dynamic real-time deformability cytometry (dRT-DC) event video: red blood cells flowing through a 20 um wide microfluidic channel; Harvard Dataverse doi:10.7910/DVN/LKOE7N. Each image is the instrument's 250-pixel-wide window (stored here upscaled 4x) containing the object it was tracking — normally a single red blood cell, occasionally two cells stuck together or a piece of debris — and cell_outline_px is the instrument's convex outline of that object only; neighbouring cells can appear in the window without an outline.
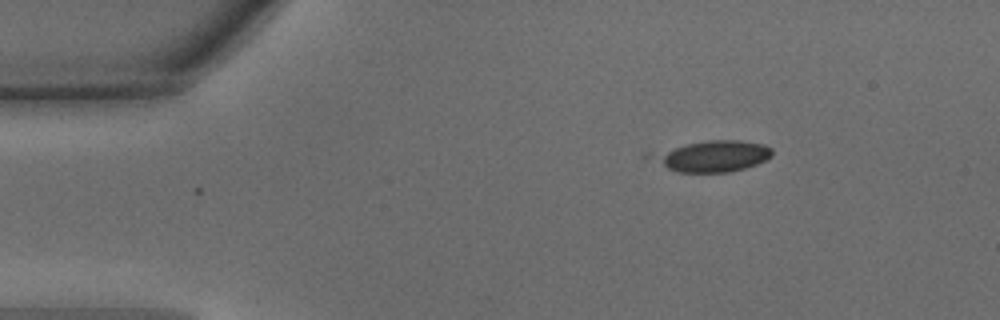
{"species": "common noctule bat (a hibernating species)", "species_latin": "Nyctalus noctula", "temperature_condition": "warm", "stored_images_in_passage": 2, "camera_frame_rate_fps": 3000, "um_per_image_px": 0.085, "animal": {"sex": "male", "body_mass_g": 15.6}, "frame": {"image": 1, "passage_image": 1, "time_ms": 0.0, "image_size_px": [1000, 320], "cell_outline_px": [[772, 156], [756, 164], [744, 168], [728, 172], [676, 172], [668, 168], [656, 156], [676, 148], [688, 144], [708, 140], [740, 140], [764, 144], [772, 148]], "centroid_in_image_um": [60.81, 13.27], "position_along_channel_um": 24.2, "area_um2": 20.46}}